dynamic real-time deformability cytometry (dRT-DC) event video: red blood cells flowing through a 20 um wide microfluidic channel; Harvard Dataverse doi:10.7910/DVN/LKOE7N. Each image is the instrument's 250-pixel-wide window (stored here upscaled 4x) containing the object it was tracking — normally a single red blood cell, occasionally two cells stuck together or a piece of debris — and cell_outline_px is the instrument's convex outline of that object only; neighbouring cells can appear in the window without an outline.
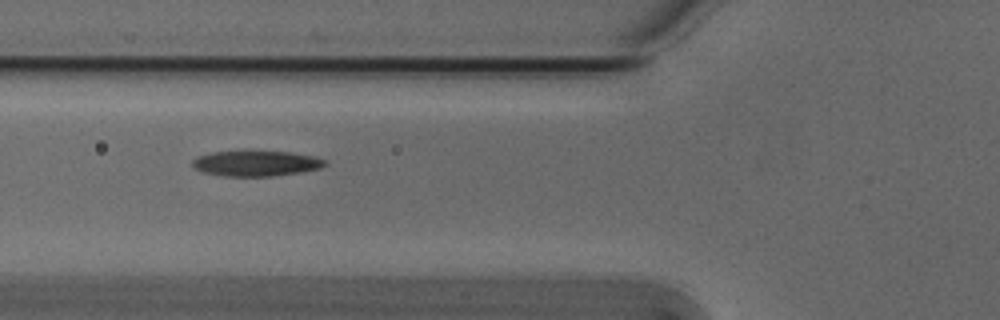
{"species": "Egyptian fruit bat (a non-hibernating species)", "species_latin": "Rousettus aegyptiacus", "temperature_condition": "cold", "stored_images_in_passage": 6, "camera_frame_rate_fps": 3000, "um_per_image_px": 0.085, "animal": {"sex": "male"}, "frame": {"image": 1, "passage_image": 4, "time_ms": 1.0, "image_size_px": [1000, 320], "cell_outline_px": [[328, 164], [320, 168], [300, 172], [272, 176], [224, 176], [204, 172], [196, 168], [192, 164], [192, 160], [196, 156], [212, 152], [244, 148], [248, 148], [288, 152], [312, 156], [324, 160]], "centroid_in_image_um": [21.71, 13.83], "position_along_channel_um": 104.1, "area_um2": 20.4}}
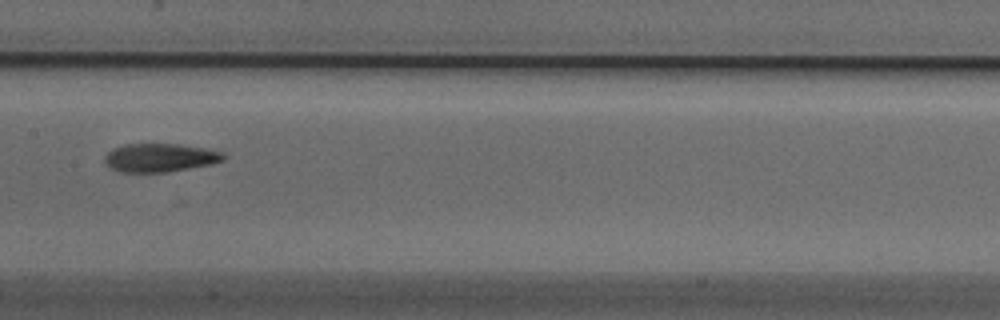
{"frame": {"image": 2, "passage_image": 6, "time_ms": 1.667, "image_size_px": [1000, 320], "cell_outline_px": [[224, 160], [212, 164], [168, 172], [120, 172], [112, 168], [104, 160], [104, 156], [112, 148], [124, 144], [180, 144], [204, 148], [224, 152]], "centroid_in_image_um": [13.6, 13.4], "position_along_channel_um": 193.8, "area_um2": 19.71}}